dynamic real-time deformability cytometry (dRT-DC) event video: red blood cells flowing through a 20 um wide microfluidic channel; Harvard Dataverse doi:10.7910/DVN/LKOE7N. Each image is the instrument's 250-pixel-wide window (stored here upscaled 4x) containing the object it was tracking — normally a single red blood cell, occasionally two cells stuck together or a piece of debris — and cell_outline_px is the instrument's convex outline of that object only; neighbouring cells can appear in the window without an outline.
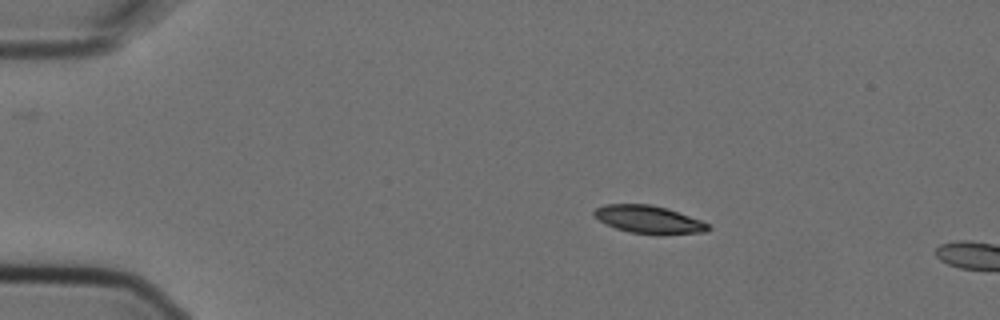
{"species": "Egyptian fruit bat (a non-hibernating species)", "species_latin": "Rousettus aegyptiacus", "temperature_condition": "cold", "stored_images_in_passage": 3, "camera_frame_rate_fps": 3000, "um_per_image_px": 0.085, "animal": {"sex": "female"}, "frame": {"image": 1, "passage_image": 2, "time_ms": 0.333, "image_size_px": [1000, 320], "cell_outline_px": [[712, 228], [708, 232], [660, 236], [628, 232], [616, 228], [592, 216], [592, 212], [596, 208], [604, 204], [652, 204], [668, 208], [700, 220], [708, 224]], "centroid_in_image_um": [55.18, 18.68], "position_along_channel_um": 29.8, "area_um2": 18.96}}